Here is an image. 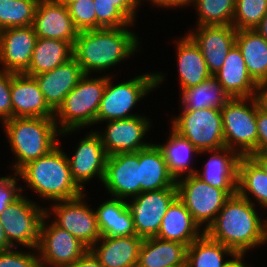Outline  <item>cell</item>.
Instances as JSON below:
<instances>
[{"mask_svg": "<svg viewBox=\"0 0 267 267\" xmlns=\"http://www.w3.org/2000/svg\"><path fill=\"white\" fill-rule=\"evenodd\" d=\"M11 72L0 69V122L13 118L11 103Z\"/></svg>", "mask_w": 267, "mask_h": 267, "instance_id": "obj_42", "label": "cell"}, {"mask_svg": "<svg viewBox=\"0 0 267 267\" xmlns=\"http://www.w3.org/2000/svg\"><path fill=\"white\" fill-rule=\"evenodd\" d=\"M187 34L199 46L209 72L214 75L222 68L226 56L236 44L237 30L230 25L195 26Z\"/></svg>", "mask_w": 267, "mask_h": 267, "instance_id": "obj_18", "label": "cell"}, {"mask_svg": "<svg viewBox=\"0 0 267 267\" xmlns=\"http://www.w3.org/2000/svg\"><path fill=\"white\" fill-rule=\"evenodd\" d=\"M84 75L82 67L72 57L57 68L33 77L36 79L46 103L56 112L63 104L66 95Z\"/></svg>", "mask_w": 267, "mask_h": 267, "instance_id": "obj_22", "label": "cell"}, {"mask_svg": "<svg viewBox=\"0 0 267 267\" xmlns=\"http://www.w3.org/2000/svg\"><path fill=\"white\" fill-rule=\"evenodd\" d=\"M45 215L40 230L37 254L41 267H66L84 256L89 248ZM50 224L48 225V221Z\"/></svg>", "mask_w": 267, "mask_h": 267, "instance_id": "obj_12", "label": "cell"}, {"mask_svg": "<svg viewBox=\"0 0 267 267\" xmlns=\"http://www.w3.org/2000/svg\"><path fill=\"white\" fill-rule=\"evenodd\" d=\"M96 29L133 27L132 23L118 8L117 2L94 1Z\"/></svg>", "mask_w": 267, "mask_h": 267, "instance_id": "obj_39", "label": "cell"}, {"mask_svg": "<svg viewBox=\"0 0 267 267\" xmlns=\"http://www.w3.org/2000/svg\"><path fill=\"white\" fill-rule=\"evenodd\" d=\"M254 98L258 108L267 112V81L257 83Z\"/></svg>", "mask_w": 267, "mask_h": 267, "instance_id": "obj_47", "label": "cell"}, {"mask_svg": "<svg viewBox=\"0 0 267 267\" xmlns=\"http://www.w3.org/2000/svg\"><path fill=\"white\" fill-rule=\"evenodd\" d=\"M180 91L181 110L222 108L231 98L213 75L197 86Z\"/></svg>", "mask_w": 267, "mask_h": 267, "instance_id": "obj_34", "label": "cell"}, {"mask_svg": "<svg viewBox=\"0 0 267 267\" xmlns=\"http://www.w3.org/2000/svg\"><path fill=\"white\" fill-rule=\"evenodd\" d=\"M251 157L261 166L267 174V154H252Z\"/></svg>", "mask_w": 267, "mask_h": 267, "instance_id": "obj_52", "label": "cell"}, {"mask_svg": "<svg viewBox=\"0 0 267 267\" xmlns=\"http://www.w3.org/2000/svg\"><path fill=\"white\" fill-rule=\"evenodd\" d=\"M46 215V208L21 194L7 206L1 214L0 222L8 242L18 249H37L40 240L41 224ZM19 244V245H18Z\"/></svg>", "mask_w": 267, "mask_h": 267, "instance_id": "obj_8", "label": "cell"}, {"mask_svg": "<svg viewBox=\"0 0 267 267\" xmlns=\"http://www.w3.org/2000/svg\"><path fill=\"white\" fill-rule=\"evenodd\" d=\"M86 197L85 192L74 199L51 202L50 209L46 207V215L51 217L53 214V222L58 227L68 231L90 249L101 238V234L96 212L84 200Z\"/></svg>", "mask_w": 267, "mask_h": 267, "instance_id": "obj_11", "label": "cell"}, {"mask_svg": "<svg viewBox=\"0 0 267 267\" xmlns=\"http://www.w3.org/2000/svg\"><path fill=\"white\" fill-rule=\"evenodd\" d=\"M231 98L254 97L257 83L248 74L241 50L235 44L222 65L213 75Z\"/></svg>", "mask_w": 267, "mask_h": 267, "instance_id": "obj_25", "label": "cell"}, {"mask_svg": "<svg viewBox=\"0 0 267 267\" xmlns=\"http://www.w3.org/2000/svg\"><path fill=\"white\" fill-rule=\"evenodd\" d=\"M166 143H155L162 151L169 173L175 180L195 175L196 168L191 166L192 156L199 155V150L188 139L171 127Z\"/></svg>", "mask_w": 267, "mask_h": 267, "instance_id": "obj_30", "label": "cell"}, {"mask_svg": "<svg viewBox=\"0 0 267 267\" xmlns=\"http://www.w3.org/2000/svg\"><path fill=\"white\" fill-rule=\"evenodd\" d=\"M32 27L38 38L59 39L72 46L78 34L67 6L56 0H39Z\"/></svg>", "mask_w": 267, "mask_h": 267, "instance_id": "obj_19", "label": "cell"}, {"mask_svg": "<svg viewBox=\"0 0 267 267\" xmlns=\"http://www.w3.org/2000/svg\"><path fill=\"white\" fill-rule=\"evenodd\" d=\"M256 123H257V150L253 154H267V112L258 108L256 103Z\"/></svg>", "mask_w": 267, "mask_h": 267, "instance_id": "obj_44", "label": "cell"}, {"mask_svg": "<svg viewBox=\"0 0 267 267\" xmlns=\"http://www.w3.org/2000/svg\"><path fill=\"white\" fill-rule=\"evenodd\" d=\"M257 206L238 193L230 196L205 233L236 254L267 244V217H260Z\"/></svg>", "mask_w": 267, "mask_h": 267, "instance_id": "obj_1", "label": "cell"}, {"mask_svg": "<svg viewBox=\"0 0 267 267\" xmlns=\"http://www.w3.org/2000/svg\"><path fill=\"white\" fill-rule=\"evenodd\" d=\"M109 74V75H108ZM107 74V83L100 101L96 124L109 120H120L139 116L132 113L137 103L159 87L165 79L163 73L150 72L141 74L128 81H122L114 85L112 75ZM160 84V85H159ZM131 112V113H130Z\"/></svg>", "mask_w": 267, "mask_h": 267, "instance_id": "obj_6", "label": "cell"}, {"mask_svg": "<svg viewBox=\"0 0 267 267\" xmlns=\"http://www.w3.org/2000/svg\"><path fill=\"white\" fill-rule=\"evenodd\" d=\"M97 225L101 236L124 237L136 235L133 217L130 215L125 200L111 198L95 209Z\"/></svg>", "mask_w": 267, "mask_h": 267, "instance_id": "obj_29", "label": "cell"}, {"mask_svg": "<svg viewBox=\"0 0 267 267\" xmlns=\"http://www.w3.org/2000/svg\"><path fill=\"white\" fill-rule=\"evenodd\" d=\"M237 193L252 204L258 202L262 208H267V174L251 156L239 159Z\"/></svg>", "mask_w": 267, "mask_h": 267, "instance_id": "obj_33", "label": "cell"}, {"mask_svg": "<svg viewBox=\"0 0 267 267\" xmlns=\"http://www.w3.org/2000/svg\"><path fill=\"white\" fill-rule=\"evenodd\" d=\"M244 256L246 257V254H236L223 267H253L246 264L247 262L243 260Z\"/></svg>", "mask_w": 267, "mask_h": 267, "instance_id": "obj_49", "label": "cell"}, {"mask_svg": "<svg viewBox=\"0 0 267 267\" xmlns=\"http://www.w3.org/2000/svg\"><path fill=\"white\" fill-rule=\"evenodd\" d=\"M203 233L204 231L193 220L184 203L177 197L166 211L155 237L166 241H176L188 247Z\"/></svg>", "mask_w": 267, "mask_h": 267, "instance_id": "obj_26", "label": "cell"}, {"mask_svg": "<svg viewBox=\"0 0 267 267\" xmlns=\"http://www.w3.org/2000/svg\"><path fill=\"white\" fill-rule=\"evenodd\" d=\"M73 46L59 39L38 38L27 71L28 76L49 72L73 57Z\"/></svg>", "mask_w": 267, "mask_h": 267, "instance_id": "obj_32", "label": "cell"}, {"mask_svg": "<svg viewBox=\"0 0 267 267\" xmlns=\"http://www.w3.org/2000/svg\"><path fill=\"white\" fill-rule=\"evenodd\" d=\"M130 26L80 31L73 44V58L85 74L104 73L137 53L138 35ZM127 58V59H126ZM92 72V73H91Z\"/></svg>", "mask_w": 267, "mask_h": 267, "instance_id": "obj_2", "label": "cell"}, {"mask_svg": "<svg viewBox=\"0 0 267 267\" xmlns=\"http://www.w3.org/2000/svg\"><path fill=\"white\" fill-rule=\"evenodd\" d=\"M39 0H0V31L33 24Z\"/></svg>", "mask_w": 267, "mask_h": 267, "instance_id": "obj_37", "label": "cell"}, {"mask_svg": "<svg viewBox=\"0 0 267 267\" xmlns=\"http://www.w3.org/2000/svg\"><path fill=\"white\" fill-rule=\"evenodd\" d=\"M236 45L252 79L256 83L267 81V40L255 29L237 30Z\"/></svg>", "mask_w": 267, "mask_h": 267, "instance_id": "obj_31", "label": "cell"}, {"mask_svg": "<svg viewBox=\"0 0 267 267\" xmlns=\"http://www.w3.org/2000/svg\"><path fill=\"white\" fill-rule=\"evenodd\" d=\"M142 241L143 238L137 235L101 236L89 251L105 267H137Z\"/></svg>", "mask_w": 267, "mask_h": 267, "instance_id": "obj_23", "label": "cell"}, {"mask_svg": "<svg viewBox=\"0 0 267 267\" xmlns=\"http://www.w3.org/2000/svg\"><path fill=\"white\" fill-rule=\"evenodd\" d=\"M12 247L0 252V267H41L37 249H31L33 252L20 251Z\"/></svg>", "mask_w": 267, "mask_h": 267, "instance_id": "obj_41", "label": "cell"}, {"mask_svg": "<svg viewBox=\"0 0 267 267\" xmlns=\"http://www.w3.org/2000/svg\"><path fill=\"white\" fill-rule=\"evenodd\" d=\"M56 1L62 3L65 6H68L70 3H73V2L78 1V0H56Z\"/></svg>", "mask_w": 267, "mask_h": 267, "instance_id": "obj_54", "label": "cell"}, {"mask_svg": "<svg viewBox=\"0 0 267 267\" xmlns=\"http://www.w3.org/2000/svg\"><path fill=\"white\" fill-rule=\"evenodd\" d=\"M187 246L157 237L142 241L137 267H186Z\"/></svg>", "mask_w": 267, "mask_h": 267, "instance_id": "obj_27", "label": "cell"}, {"mask_svg": "<svg viewBox=\"0 0 267 267\" xmlns=\"http://www.w3.org/2000/svg\"><path fill=\"white\" fill-rule=\"evenodd\" d=\"M172 127L199 152L225 147L221 108L182 110L171 120Z\"/></svg>", "mask_w": 267, "mask_h": 267, "instance_id": "obj_9", "label": "cell"}, {"mask_svg": "<svg viewBox=\"0 0 267 267\" xmlns=\"http://www.w3.org/2000/svg\"><path fill=\"white\" fill-rule=\"evenodd\" d=\"M20 178L18 175H14V177L0 190V216L3 214L7 206L12 203L14 200H16L24 190L21 187H19V184L17 185Z\"/></svg>", "mask_w": 267, "mask_h": 267, "instance_id": "obj_43", "label": "cell"}, {"mask_svg": "<svg viewBox=\"0 0 267 267\" xmlns=\"http://www.w3.org/2000/svg\"><path fill=\"white\" fill-rule=\"evenodd\" d=\"M178 198L205 232L230 197L224 190L208 185L195 175L176 180Z\"/></svg>", "mask_w": 267, "mask_h": 267, "instance_id": "obj_10", "label": "cell"}, {"mask_svg": "<svg viewBox=\"0 0 267 267\" xmlns=\"http://www.w3.org/2000/svg\"><path fill=\"white\" fill-rule=\"evenodd\" d=\"M93 1H106L117 2V8L132 22L136 23V13L139 7L138 0H93Z\"/></svg>", "mask_w": 267, "mask_h": 267, "instance_id": "obj_45", "label": "cell"}, {"mask_svg": "<svg viewBox=\"0 0 267 267\" xmlns=\"http://www.w3.org/2000/svg\"><path fill=\"white\" fill-rule=\"evenodd\" d=\"M178 197L177 187L146 191L125 200L133 217L136 235L141 238L155 237L170 204Z\"/></svg>", "mask_w": 267, "mask_h": 267, "instance_id": "obj_13", "label": "cell"}, {"mask_svg": "<svg viewBox=\"0 0 267 267\" xmlns=\"http://www.w3.org/2000/svg\"><path fill=\"white\" fill-rule=\"evenodd\" d=\"M2 128L15 156L16 162L13 161L10 165L14 173L30 161L46 155L60 140V131L54 118H11L2 123Z\"/></svg>", "mask_w": 267, "mask_h": 267, "instance_id": "obj_4", "label": "cell"}, {"mask_svg": "<svg viewBox=\"0 0 267 267\" xmlns=\"http://www.w3.org/2000/svg\"><path fill=\"white\" fill-rule=\"evenodd\" d=\"M13 246L8 242L3 226L0 222V252L8 250Z\"/></svg>", "mask_w": 267, "mask_h": 267, "instance_id": "obj_50", "label": "cell"}, {"mask_svg": "<svg viewBox=\"0 0 267 267\" xmlns=\"http://www.w3.org/2000/svg\"><path fill=\"white\" fill-rule=\"evenodd\" d=\"M11 103L13 118H54L55 112L48 106L36 79L24 73H11Z\"/></svg>", "mask_w": 267, "mask_h": 267, "instance_id": "obj_21", "label": "cell"}, {"mask_svg": "<svg viewBox=\"0 0 267 267\" xmlns=\"http://www.w3.org/2000/svg\"><path fill=\"white\" fill-rule=\"evenodd\" d=\"M72 157L67 156L71 175L78 187L86 192L84 184L97 178L103 182L108 155L103 147L102 139L96 130H90L78 142Z\"/></svg>", "mask_w": 267, "mask_h": 267, "instance_id": "obj_15", "label": "cell"}, {"mask_svg": "<svg viewBox=\"0 0 267 267\" xmlns=\"http://www.w3.org/2000/svg\"><path fill=\"white\" fill-rule=\"evenodd\" d=\"M67 154L59 141L46 155L23 166L17 175L43 200L56 202L77 198L85 192L72 178Z\"/></svg>", "mask_w": 267, "mask_h": 267, "instance_id": "obj_3", "label": "cell"}, {"mask_svg": "<svg viewBox=\"0 0 267 267\" xmlns=\"http://www.w3.org/2000/svg\"><path fill=\"white\" fill-rule=\"evenodd\" d=\"M236 253L205 232L187 247L186 267H223ZM229 257L228 260L224 258Z\"/></svg>", "mask_w": 267, "mask_h": 267, "instance_id": "obj_35", "label": "cell"}, {"mask_svg": "<svg viewBox=\"0 0 267 267\" xmlns=\"http://www.w3.org/2000/svg\"><path fill=\"white\" fill-rule=\"evenodd\" d=\"M193 5L198 12V21L195 26H232L235 0H192L191 6Z\"/></svg>", "mask_w": 267, "mask_h": 267, "instance_id": "obj_36", "label": "cell"}, {"mask_svg": "<svg viewBox=\"0 0 267 267\" xmlns=\"http://www.w3.org/2000/svg\"><path fill=\"white\" fill-rule=\"evenodd\" d=\"M67 8L78 32L96 29V11L93 0H78L70 3Z\"/></svg>", "mask_w": 267, "mask_h": 267, "instance_id": "obj_40", "label": "cell"}, {"mask_svg": "<svg viewBox=\"0 0 267 267\" xmlns=\"http://www.w3.org/2000/svg\"><path fill=\"white\" fill-rule=\"evenodd\" d=\"M151 124L150 119L142 114L126 119L106 121L103 133L101 130L97 132L108 156L116 153L137 152L152 144L144 139L152 127Z\"/></svg>", "mask_w": 267, "mask_h": 267, "instance_id": "obj_14", "label": "cell"}, {"mask_svg": "<svg viewBox=\"0 0 267 267\" xmlns=\"http://www.w3.org/2000/svg\"><path fill=\"white\" fill-rule=\"evenodd\" d=\"M267 12V0H235L232 26L236 30H254Z\"/></svg>", "mask_w": 267, "mask_h": 267, "instance_id": "obj_38", "label": "cell"}, {"mask_svg": "<svg viewBox=\"0 0 267 267\" xmlns=\"http://www.w3.org/2000/svg\"><path fill=\"white\" fill-rule=\"evenodd\" d=\"M89 76L91 75L85 74L82 77L55 112L54 120L60 136L64 137L85 127L96 125L107 74L95 78Z\"/></svg>", "mask_w": 267, "mask_h": 267, "instance_id": "obj_5", "label": "cell"}, {"mask_svg": "<svg viewBox=\"0 0 267 267\" xmlns=\"http://www.w3.org/2000/svg\"><path fill=\"white\" fill-rule=\"evenodd\" d=\"M16 174L17 173L13 172V174H10L11 177H10V175L9 176L7 175V177L6 176L0 177V190L14 177L12 175H16Z\"/></svg>", "mask_w": 267, "mask_h": 267, "instance_id": "obj_53", "label": "cell"}, {"mask_svg": "<svg viewBox=\"0 0 267 267\" xmlns=\"http://www.w3.org/2000/svg\"><path fill=\"white\" fill-rule=\"evenodd\" d=\"M211 153L202 171L195 172V176L210 186L224 190L229 196L237 193L238 163L240 155L228 147L216 150L200 151L201 156Z\"/></svg>", "mask_w": 267, "mask_h": 267, "instance_id": "obj_20", "label": "cell"}, {"mask_svg": "<svg viewBox=\"0 0 267 267\" xmlns=\"http://www.w3.org/2000/svg\"><path fill=\"white\" fill-rule=\"evenodd\" d=\"M225 147L240 156L257 150L256 100L254 97L230 98L221 108Z\"/></svg>", "mask_w": 267, "mask_h": 267, "instance_id": "obj_7", "label": "cell"}, {"mask_svg": "<svg viewBox=\"0 0 267 267\" xmlns=\"http://www.w3.org/2000/svg\"><path fill=\"white\" fill-rule=\"evenodd\" d=\"M255 30L267 40V12Z\"/></svg>", "mask_w": 267, "mask_h": 267, "instance_id": "obj_51", "label": "cell"}, {"mask_svg": "<svg viewBox=\"0 0 267 267\" xmlns=\"http://www.w3.org/2000/svg\"><path fill=\"white\" fill-rule=\"evenodd\" d=\"M38 37L31 26L11 27L0 31L1 70L25 73Z\"/></svg>", "mask_w": 267, "mask_h": 267, "instance_id": "obj_17", "label": "cell"}, {"mask_svg": "<svg viewBox=\"0 0 267 267\" xmlns=\"http://www.w3.org/2000/svg\"><path fill=\"white\" fill-rule=\"evenodd\" d=\"M140 194L176 187V180L169 173L162 151L155 143L139 150Z\"/></svg>", "mask_w": 267, "mask_h": 267, "instance_id": "obj_28", "label": "cell"}, {"mask_svg": "<svg viewBox=\"0 0 267 267\" xmlns=\"http://www.w3.org/2000/svg\"><path fill=\"white\" fill-rule=\"evenodd\" d=\"M66 267H105L94 255L88 251L84 256L76 260L73 264Z\"/></svg>", "mask_w": 267, "mask_h": 267, "instance_id": "obj_48", "label": "cell"}, {"mask_svg": "<svg viewBox=\"0 0 267 267\" xmlns=\"http://www.w3.org/2000/svg\"><path fill=\"white\" fill-rule=\"evenodd\" d=\"M148 2L151 3V5L156 6L157 8L162 7V8H166L168 10V8H182V7H187L191 5L192 0H146ZM143 0H138V5L141 6Z\"/></svg>", "mask_w": 267, "mask_h": 267, "instance_id": "obj_46", "label": "cell"}, {"mask_svg": "<svg viewBox=\"0 0 267 267\" xmlns=\"http://www.w3.org/2000/svg\"><path fill=\"white\" fill-rule=\"evenodd\" d=\"M176 42V57L180 90L197 86L210 78L205 59L199 46L185 33Z\"/></svg>", "mask_w": 267, "mask_h": 267, "instance_id": "obj_24", "label": "cell"}, {"mask_svg": "<svg viewBox=\"0 0 267 267\" xmlns=\"http://www.w3.org/2000/svg\"><path fill=\"white\" fill-rule=\"evenodd\" d=\"M102 184L111 197L126 200L139 195V151L108 156Z\"/></svg>", "mask_w": 267, "mask_h": 267, "instance_id": "obj_16", "label": "cell"}]
</instances>
